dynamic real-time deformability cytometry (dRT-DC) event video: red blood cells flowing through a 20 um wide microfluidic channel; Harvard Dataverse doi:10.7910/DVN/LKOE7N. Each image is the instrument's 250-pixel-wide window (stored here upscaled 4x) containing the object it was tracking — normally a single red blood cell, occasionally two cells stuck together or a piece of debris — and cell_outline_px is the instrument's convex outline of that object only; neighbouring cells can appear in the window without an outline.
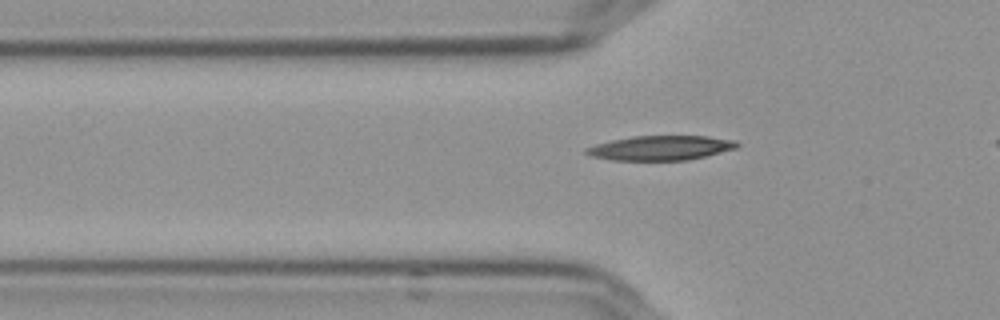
{"species": "Egyptian fruit bat (a non-hibernating species)", "species_latin": "Rousettus aegyptiacus", "temperature_condition": "cold", "stored_images_in_passage": 43, "camera_frame_rate_fps": 3000, "um_per_image_px": 0.085, "frame": {"image": 1, "passage_image": 12, "time_ms": 3.667, "image_size_px": [1000, 320], "cell_outline_px": [[740, 144], [736, 148], [688, 160], [612, 160], [592, 156], [584, 152], [584, 148], [596, 144], [612, 140], [632, 136], [708, 136], [736, 140]], "centroid_in_image_um": [56.15, 12.57], "position_along_channel_um": 69.7, "area_um2": 21.5}}
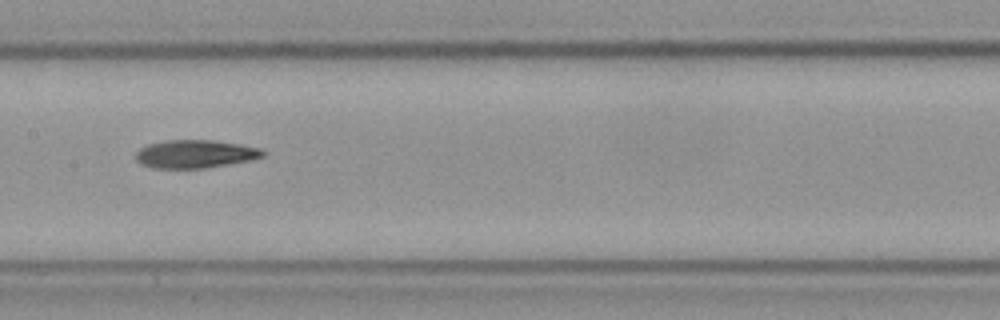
{"frame": {"image": 2, "passage_image": 22, "time_ms": 7.0, "image_size_px": [1000, 320], "cell_outline_px": [[264, 156], [252, 160], [204, 168], [152, 168], [136, 160], [136, 152], [140, 148], [148, 144], [164, 140], [212, 140], [240, 144], [260, 148], [264, 152]], "centroid_in_image_um": [16.59, 13.08], "position_along_channel_um": 190.8, "area_um2": 20.75}}
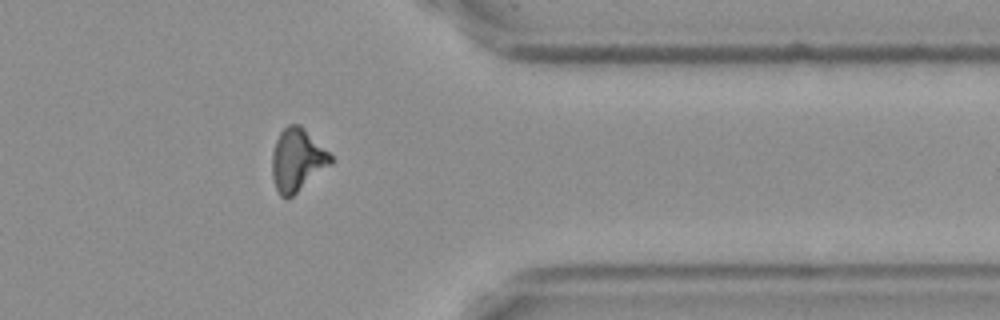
{"frame": {"image": 3, "passage_image": 39, "time_ms": 12.667, "image_size_px": [1000, 320], "cell_outline_px": [[332, 164], [288, 200], [284, 200], [280, 196], [276, 188], [272, 176], [272, 152], [276, 140], [280, 132], [288, 124], [300, 124], [332, 156]], "centroid_in_image_um": [25.25, 13.63], "position_along_channel_um": 386.2, "area_um2": 21.5}}